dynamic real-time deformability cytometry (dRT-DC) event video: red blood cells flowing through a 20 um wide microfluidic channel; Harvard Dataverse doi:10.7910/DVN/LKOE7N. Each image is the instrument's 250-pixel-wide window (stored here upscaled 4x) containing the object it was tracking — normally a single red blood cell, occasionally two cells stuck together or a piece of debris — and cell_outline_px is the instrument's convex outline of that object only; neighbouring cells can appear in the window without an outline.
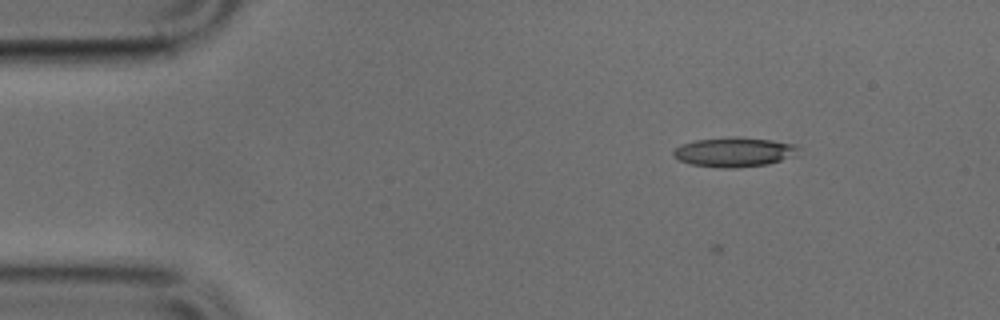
{"species": "common noctule bat (a hibernating species)", "species_latin": "Nyctalus noctula", "temperature_condition": "cold", "stored_images_in_passage": 39, "camera_frame_rate_fps": 3000, "um_per_image_px": 0.085, "animal": {"sex": "male", "body_mass_g": 17.9, "forearm_length_mm": 54.2}, "frame": {"image": 1, "passage_image": 10, "time_ms": 3.0, "image_size_px": [1000, 320], "cell_outline_px": [[800, 148], [780, 160], [768, 164], [732, 168], [720, 168], [692, 164], [680, 160], [672, 156], [672, 152], [676, 148], [684, 144], [696, 140], [732, 136], [736, 136], [772, 140], [796, 144]], "centroid_in_image_um": [62.35, 12.91], "position_along_channel_um": 22.7, "area_um2": 21.15}}
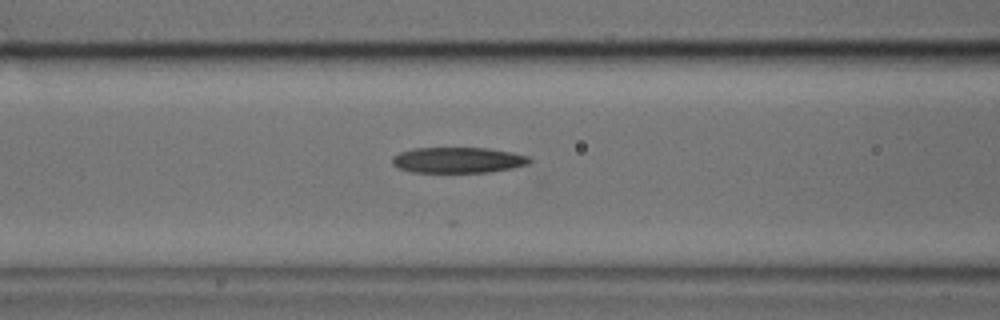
{"frame": {"image": 2, "passage_image": 23, "time_ms": 7.333, "image_size_px": [1000, 320], "cell_outline_px": [[532, 160], [528, 164], [512, 168], [488, 172], [412, 172], [400, 168], [392, 164], [392, 156], [400, 152], [412, 148], [488, 148], [512, 152], [528, 156]], "centroid_in_image_um": [38.92, 13.6], "position_along_channel_um": 127.7, "area_um2": 20.58}}
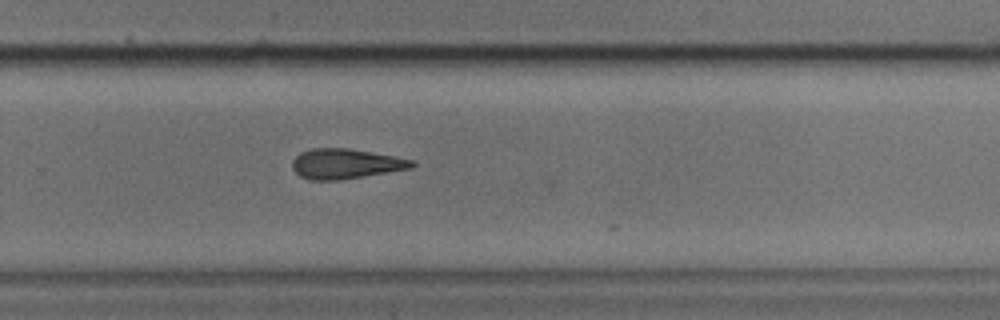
{"frame": {"image": 3, "passage_image": 36, "time_ms": 11.667, "image_size_px": [1000, 320], "cell_outline_px": [[416, 164], [412, 168], [340, 180], [312, 180], [300, 176], [292, 168], [292, 160], [300, 152], [312, 148], [348, 148], [392, 156], [412, 160]], "centroid_in_image_um": [29.34, 13.92], "position_along_channel_um": 300.5, "area_um2": 20.75}}